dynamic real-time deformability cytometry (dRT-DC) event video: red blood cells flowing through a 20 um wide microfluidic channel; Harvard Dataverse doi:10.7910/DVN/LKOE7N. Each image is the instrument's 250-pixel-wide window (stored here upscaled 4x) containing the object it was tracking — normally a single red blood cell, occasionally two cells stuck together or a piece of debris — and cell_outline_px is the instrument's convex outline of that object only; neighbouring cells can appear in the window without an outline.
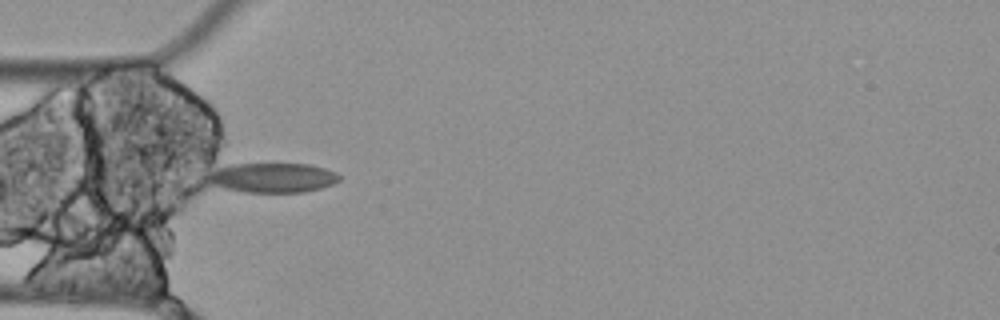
{"species": "Egyptian fruit bat (a non-hibernating species)", "species_latin": "Rousettus aegyptiacus", "temperature_condition": "cold", "stored_images_in_passage": 6, "camera_frame_rate_fps": 3000, "um_per_image_px": 0.085, "animal": {"sex": "female"}, "frame": {"image": 1, "passage_image": 5, "time_ms": 1.333, "image_size_px": [1000, 320], "cell_outline_px": [[340, 180], [332, 184], [320, 188], [304, 192], [244, 192], [224, 188], [208, 184], [208, 180], [220, 168], [228, 164], [308, 164], [324, 168], [336, 172], [340, 176]], "centroid_in_image_um": [23.22, 15.11], "position_along_channel_um": 61.8, "area_um2": 22.37}}
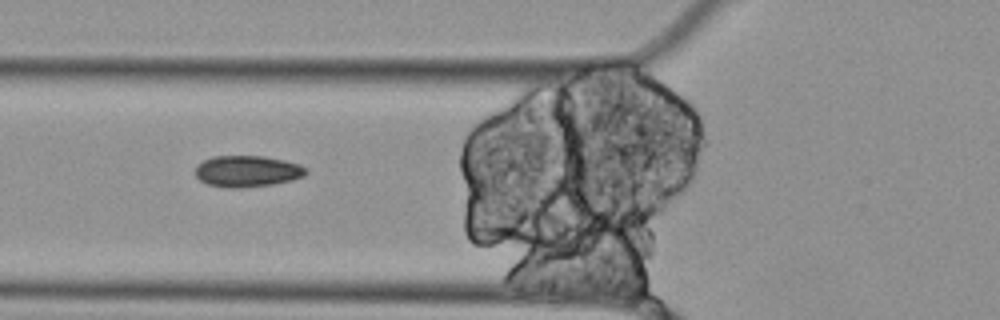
{"frame": {"image": 2, "passage_image": 6, "time_ms": 1.667, "image_size_px": [1000, 320], "cell_outline_px": [[308, 172], [304, 176], [292, 180], [272, 184], [240, 188], [228, 188], [208, 184], [200, 180], [196, 176], [196, 164], [212, 156], [264, 156], [284, 160], [300, 164], [308, 168]], "centroid_in_image_um": [21.03, 14.55], "position_along_channel_um": 104.8, "area_um2": 20.35}}